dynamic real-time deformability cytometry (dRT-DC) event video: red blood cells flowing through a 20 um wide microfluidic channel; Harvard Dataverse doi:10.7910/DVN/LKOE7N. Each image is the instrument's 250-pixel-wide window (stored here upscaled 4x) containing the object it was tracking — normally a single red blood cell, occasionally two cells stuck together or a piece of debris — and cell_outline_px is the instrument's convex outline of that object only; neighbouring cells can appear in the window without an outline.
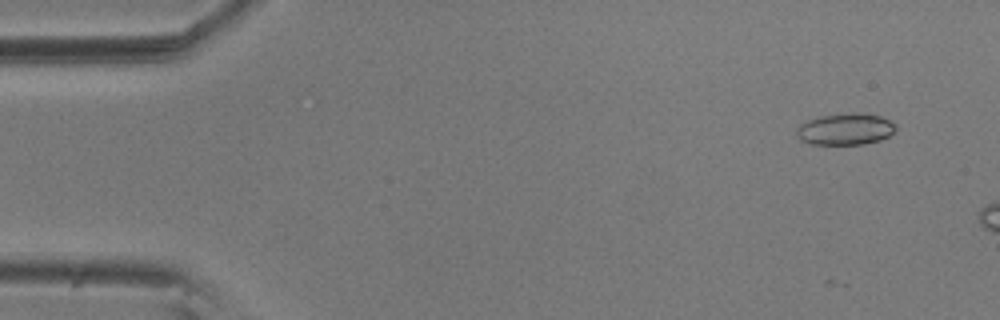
{"species": "common noctule bat (a hibernating species)", "species_latin": "Nyctalus noctula", "temperature_condition": "room temperature", "stored_images_in_passage": 17, "camera_frame_rate_fps": 3000, "um_per_image_px": 0.085, "animal": {"sex": "male", "body_mass_g": 20.5, "forearm_length_mm": 52.5}, "frame": {"image": 1, "passage_image": 4, "time_ms": 1.0, "image_size_px": [1000, 320], "cell_outline_px": [[896, 128], [888, 136], [880, 140], [864, 144], [812, 144], [800, 140], [796, 136], [796, 128], [800, 124], [808, 120], [820, 116], [880, 116], [896, 124]], "centroid_in_image_um": [71.8, 11.04], "position_along_channel_um": 13.2, "area_um2": 17.34}}